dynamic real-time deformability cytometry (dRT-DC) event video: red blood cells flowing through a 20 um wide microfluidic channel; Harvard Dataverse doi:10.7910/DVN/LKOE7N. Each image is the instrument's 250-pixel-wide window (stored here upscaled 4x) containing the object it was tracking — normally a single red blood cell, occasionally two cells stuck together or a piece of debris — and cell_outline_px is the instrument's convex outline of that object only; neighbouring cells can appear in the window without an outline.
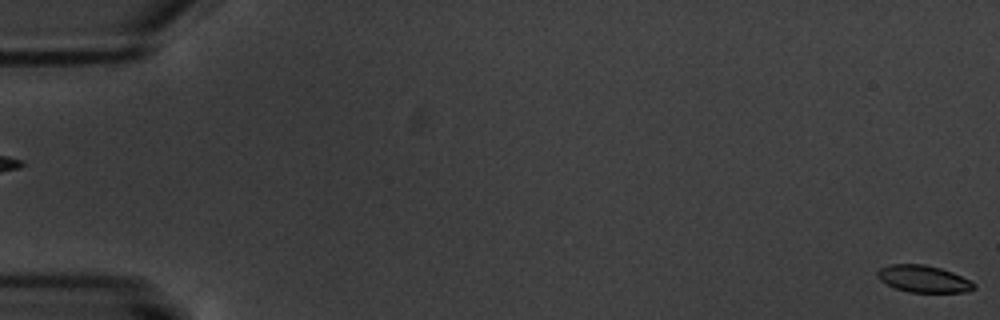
{"species": "common noctule bat (a hibernating species)", "species_latin": "Nyctalus noctula", "temperature_condition": "warm", "stored_images_in_passage": 6, "camera_frame_rate_fps": 3000, "um_per_image_px": 0.085, "animal": {"sex": "male", "body_mass_g": 20.1, "forearm_length_mm": 53.5}, "frame": {"image": 1, "passage_image": 6, "time_ms": 6.667, "image_size_px": [1000, 320], "cell_outline_px": [[976, 288], [968, 292], [908, 292], [896, 288], [880, 280], [876, 276], [876, 272], [880, 268], [888, 264], [924, 264], [940, 268], [952, 272], [972, 280], [976, 284]], "centroid_in_image_um": [78.52, 23.7], "position_along_channel_um": 6.5, "area_um2": 15.32}}